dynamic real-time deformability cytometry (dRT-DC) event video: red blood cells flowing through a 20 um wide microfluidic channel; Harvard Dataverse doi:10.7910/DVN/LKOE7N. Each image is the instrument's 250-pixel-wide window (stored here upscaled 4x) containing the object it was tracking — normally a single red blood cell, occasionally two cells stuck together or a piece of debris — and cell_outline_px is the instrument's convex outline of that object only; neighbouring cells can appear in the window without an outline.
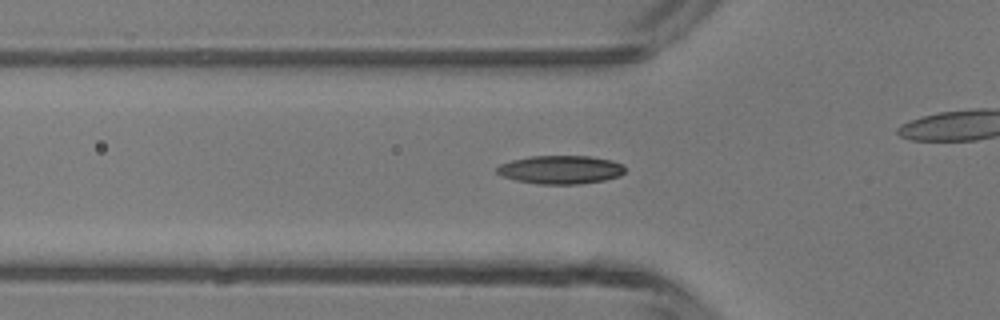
{"species": "common noctule bat (a hibernating species)", "species_latin": "Nyctalus noctula", "temperature_condition": "room temperature", "stored_images_in_passage": 28, "camera_frame_rate_fps": 3000, "um_per_image_px": 0.085, "animal": {"sex": "male", "body_mass_g": 13.3}, "frame": {"image": 1, "passage_image": 6, "time_ms": 1.667, "image_size_px": [1000, 320], "cell_outline_px": [[624, 172], [620, 176], [604, 180], [580, 184], [536, 184], [516, 180], [500, 176], [496, 172], [496, 168], [500, 164], [512, 160], [532, 156], [588, 156], [612, 160], [624, 164]], "centroid_in_image_um": [47.64, 14.42], "position_along_channel_um": 78.2, "area_um2": 21.33}}
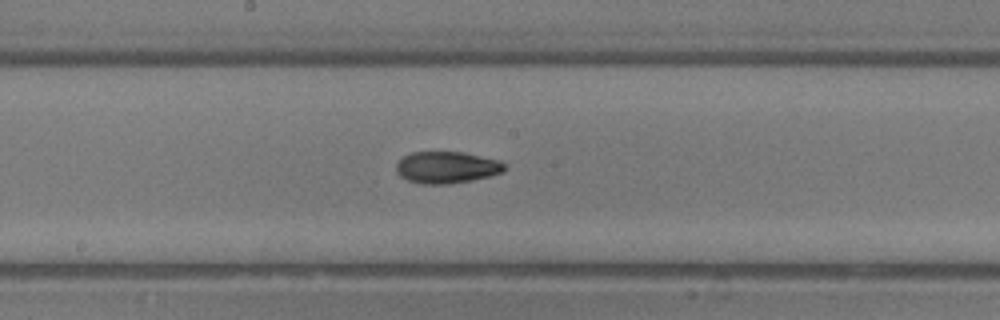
{"frame": {"image": 2, "passage_image": 15, "time_ms": 4.667, "image_size_px": [1000, 320], "cell_outline_px": [[504, 168], [500, 172], [488, 176], [472, 180], [448, 184], [420, 184], [408, 180], [400, 176], [396, 172], [396, 164], [404, 156], [412, 152], [464, 152], [500, 160], [504, 164]], "centroid_in_image_um": [37.93, 14.22], "position_along_channel_um": 210.3, "area_um2": 19.94}}
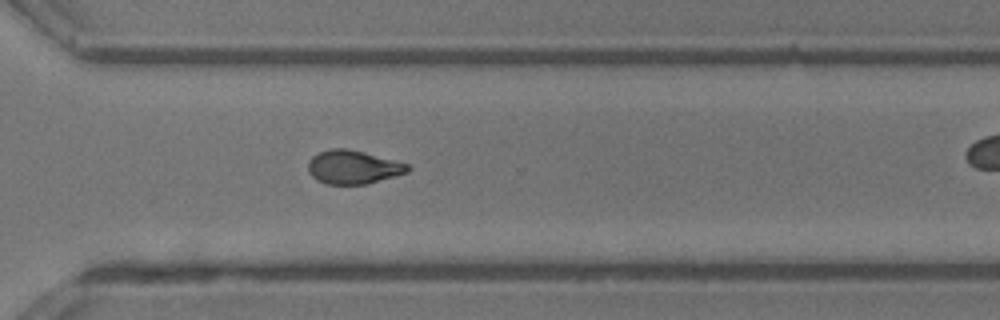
{"frame": {"image": 3, "passage_image": 24, "time_ms": 7.667, "image_size_px": [1000, 320], "cell_outline_px": [[412, 168], [408, 172], [364, 184], [328, 184], [316, 180], [308, 172], [308, 160], [312, 156], [320, 152], [332, 148], [344, 148], [364, 152], [408, 164]], "centroid_in_image_um": [29.98, 14.2], "position_along_channel_um": 340.6, "area_um2": 19.31}}